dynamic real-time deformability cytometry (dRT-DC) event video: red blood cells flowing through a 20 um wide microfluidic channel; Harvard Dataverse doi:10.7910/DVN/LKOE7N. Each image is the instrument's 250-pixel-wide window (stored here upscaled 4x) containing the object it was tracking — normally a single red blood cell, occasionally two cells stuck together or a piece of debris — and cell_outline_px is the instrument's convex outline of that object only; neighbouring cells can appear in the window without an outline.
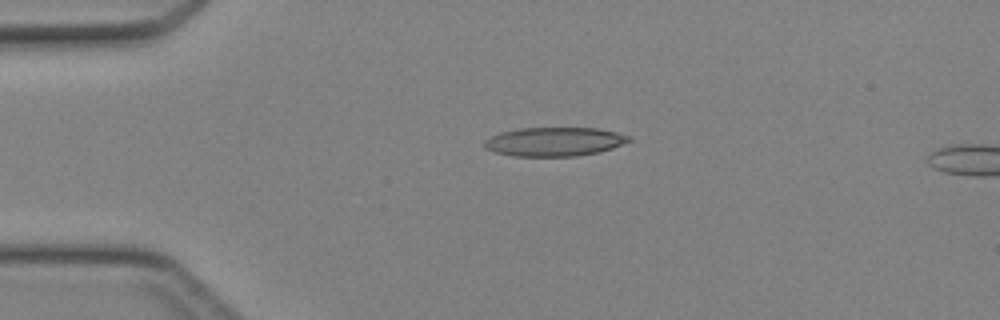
{"species": "Egyptian fruit bat (a non-hibernating species)", "species_latin": "Rousettus aegyptiacus", "temperature_condition": "cold", "stored_images_in_passage": 4, "camera_frame_rate_fps": 3000, "um_per_image_px": 0.085, "animal": {"sex": "female"}, "frame": {"image": 1, "passage_image": 1, "time_ms": 0.0, "image_size_px": [1000, 320], "cell_outline_px": [[632, 140], [612, 148], [600, 152], [576, 156], [516, 156], [496, 152], [484, 148], [484, 140], [500, 132], [520, 128], [596, 128], [616, 132], [632, 136]], "centroid_in_image_um": [47.14, 12.04], "position_along_channel_um": 37.9, "area_um2": 24.33}}